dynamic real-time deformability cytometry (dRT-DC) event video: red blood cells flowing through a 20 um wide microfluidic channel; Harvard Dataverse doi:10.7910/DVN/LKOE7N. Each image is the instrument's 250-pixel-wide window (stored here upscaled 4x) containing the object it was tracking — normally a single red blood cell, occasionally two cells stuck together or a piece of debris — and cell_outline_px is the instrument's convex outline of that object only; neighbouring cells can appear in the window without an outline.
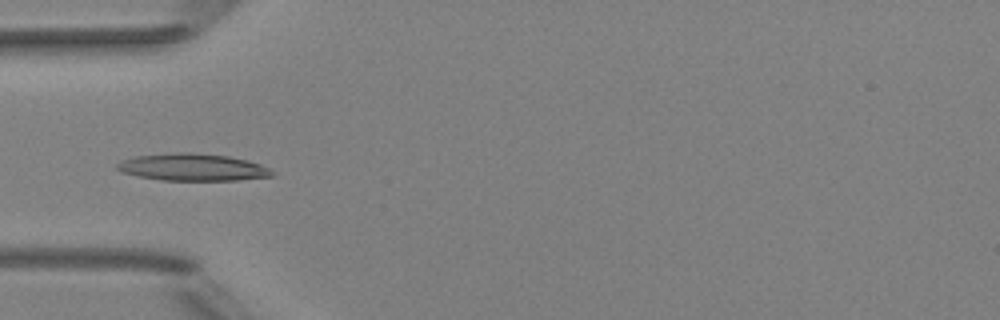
{"species": "Egyptian fruit bat (a non-hibernating species)", "species_latin": "Rousettus aegyptiacus", "temperature_condition": "room temperature", "stored_images_in_passage": 5, "camera_frame_rate_fps": 3000, "um_per_image_px": 0.085, "animal": {"sex": "female"}, "frame": {"image": 1, "passage_image": 4, "time_ms": 3.667, "image_size_px": [1000, 320], "cell_outline_px": [[276, 172], [272, 176], [236, 180], [160, 180], [120, 172], [116, 168], [116, 164], [120, 160], [132, 156], [176, 152], [188, 152], [228, 156], [248, 160], [260, 164]], "centroid_in_image_um": [16.33, 14.2], "position_along_channel_um": 68.7, "area_um2": 24.62}}
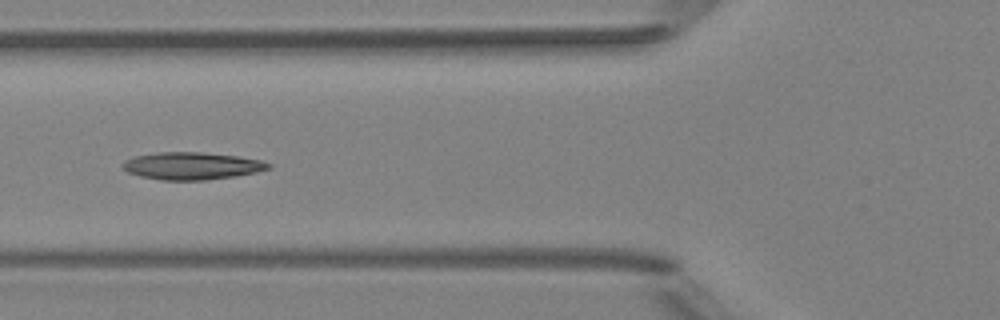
{"frame": {"image": 2, "passage_image": 5, "time_ms": 4.667, "image_size_px": [1000, 320], "cell_outline_px": [[272, 168], [256, 172], [236, 176], [204, 180], [160, 180], [140, 176], [128, 172], [124, 168], [124, 164], [128, 160], [136, 156], [160, 152], [200, 152], [236, 156], [260, 160], [272, 164]], "centroid_in_image_um": [16.36, 14.11], "position_along_channel_um": 109.4, "area_um2": 22.95}}